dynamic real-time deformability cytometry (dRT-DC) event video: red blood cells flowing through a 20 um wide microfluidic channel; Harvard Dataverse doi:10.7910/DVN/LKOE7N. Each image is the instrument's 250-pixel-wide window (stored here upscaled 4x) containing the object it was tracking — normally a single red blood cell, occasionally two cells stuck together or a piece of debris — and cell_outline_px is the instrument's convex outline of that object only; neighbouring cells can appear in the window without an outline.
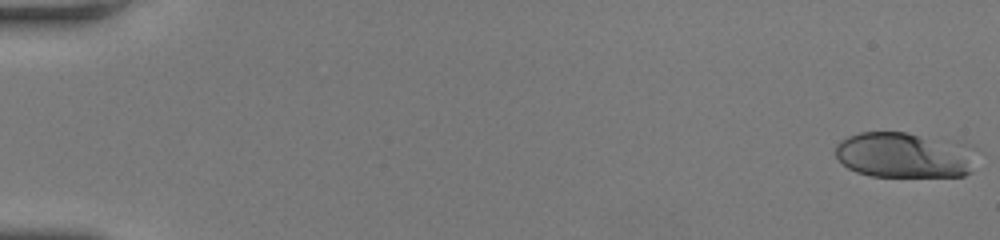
{"species": "human", "species_latin": "Homo sapiens", "temperature_condition": "room temperature", "stored_images_in_passage": 45, "camera_frame_rate_fps": 3000, "um_per_image_px": 0.085, "donor": {"sex": "female"}, "frame": {"image": 1, "passage_image": 1, "time_ms": 0.0, "image_size_px": [1000, 240], "cell_outline_px": [[976, 148], [972, 172], [964, 176], [872, 176], [856, 172], [848, 168], [836, 156], [836, 144], [840, 140], [848, 136], [860, 132], [908, 132], [972, 144]], "centroid_in_image_um": [76.94, 13.17], "position_along_channel_um": 8.1, "area_um2": 38.15}}
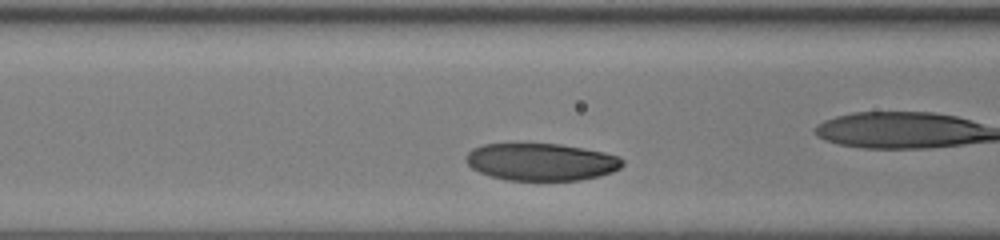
{"frame": {"image": 2, "passage_image": 22, "time_ms": 7.0, "image_size_px": [1000, 240], "cell_outline_px": [[624, 164], [620, 168], [612, 172], [600, 176], [580, 180], [508, 180], [488, 176], [472, 168], [464, 160], [464, 156], [472, 148], [484, 144], [560, 144], [584, 148], [604, 152], [620, 156], [624, 160]], "centroid_in_image_um": [46.01, 13.76], "position_along_channel_um": 120.6, "area_um2": 34.28}}
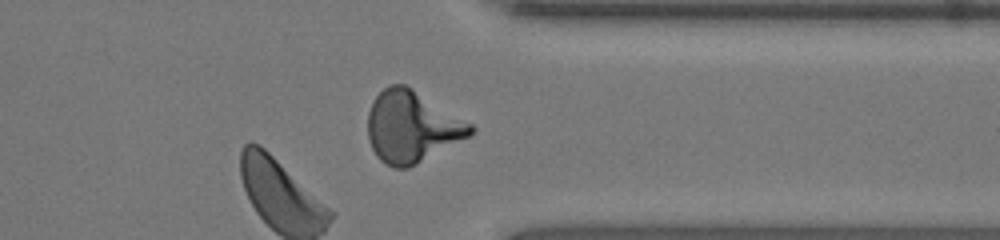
{"frame": {"image": 3, "passage_image": 45, "time_ms": 14.667, "image_size_px": [1000, 240], "cell_outline_px": [[476, 128], [468, 136], [416, 164], [408, 168], [392, 168], [384, 164], [376, 156], [368, 140], [368, 112], [376, 96], [388, 84], [404, 84], [412, 88], [472, 124]], "centroid_in_image_um": [34.96, 10.78], "position_along_channel_um": 376.4, "area_um2": 42.31}, "authors_computed_cell_mechanics": {"area_um2": 34.8534, "velocity_mm_per_s": 3.6247, "shape_relaxation_time_tau1_ms": 2.3795, "shape_relaxation_time_tau2_ms": null, "deformation_change_tau1": 0.0819, "deformation_change_tau2": null}}